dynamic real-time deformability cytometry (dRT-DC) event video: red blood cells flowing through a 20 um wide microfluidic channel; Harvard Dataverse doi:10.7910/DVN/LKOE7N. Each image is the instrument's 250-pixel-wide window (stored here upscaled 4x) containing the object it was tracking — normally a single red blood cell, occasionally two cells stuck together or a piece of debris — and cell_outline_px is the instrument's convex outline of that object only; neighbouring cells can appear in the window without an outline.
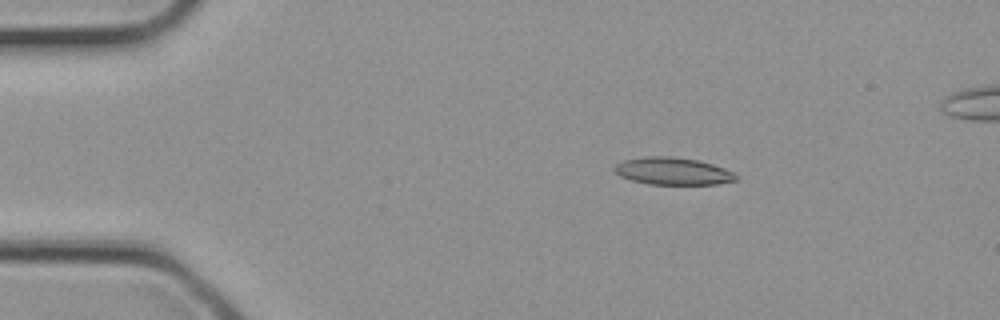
{"species": "common noctule bat (a hibernating species)", "species_latin": "Nyctalus noctula", "temperature_condition": "cold", "stored_images_in_passage": 11, "camera_frame_rate_fps": 3000, "um_per_image_px": 0.085, "animal": {"sex": "female", "body_mass_g": 21.9}, "frame": {"image": 1, "passage_image": 5, "time_ms": 1.333, "image_size_px": [1000, 320], "cell_outline_px": [[736, 180], [716, 184], [648, 184], [632, 180], [620, 176], [612, 168], [616, 164], [624, 160], [644, 156], [672, 156], [700, 160], [736, 172]], "centroid_in_image_um": [57.19, 14.53], "position_along_channel_um": 27.8, "area_um2": 19.42}}
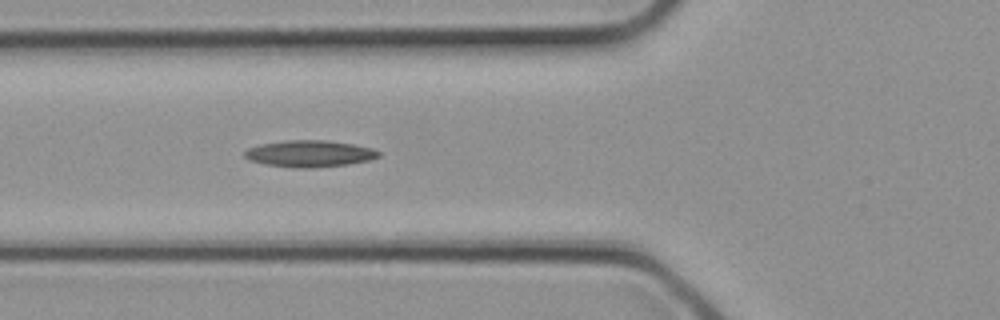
{"frame": {"image": 2, "passage_image": 11, "time_ms": 3.333, "image_size_px": [1000, 320], "cell_outline_px": [[380, 156], [368, 160], [348, 164], [312, 168], [292, 168], [264, 164], [248, 160], [244, 156], [244, 152], [248, 148], [260, 144], [284, 140], [324, 140], [352, 144], [372, 148], [380, 152]], "centroid_in_image_um": [26.27, 13.06], "position_along_channel_um": 99.5, "area_um2": 20.87}}